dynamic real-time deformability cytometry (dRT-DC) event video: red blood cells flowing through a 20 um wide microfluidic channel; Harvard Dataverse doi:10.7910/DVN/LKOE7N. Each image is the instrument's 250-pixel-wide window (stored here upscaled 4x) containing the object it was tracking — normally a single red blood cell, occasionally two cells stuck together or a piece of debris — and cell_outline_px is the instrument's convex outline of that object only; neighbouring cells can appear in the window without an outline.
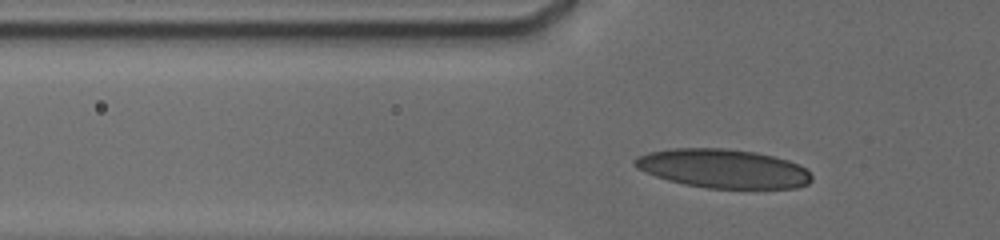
{"species": "human", "species_latin": "Homo sapiens", "temperature_condition": "cold", "stored_images_in_passage": 27, "camera_frame_rate_fps": 3000, "um_per_image_px": 0.085, "donor": {"sex": "male"}, "frame": {"image": 1, "passage_image": 6, "time_ms": 2.0, "image_size_px": [1000, 240], "cell_outline_px": [[812, 180], [808, 184], [796, 188], [708, 188], [684, 184], [668, 180], [656, 176], [636, 168], [632, 164], [632, 160], [636, 156], [648, 152], [672, 148], [724, 148], [756, 152], [788, 160], [804, 168], [812, 176]], "centroid_in_image_um": [61.42, 14.32], "position_along_channel_um": 64.4, "area_um2": 40.11}}
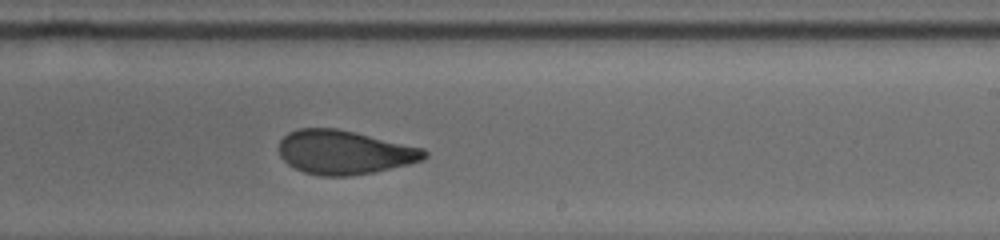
{"frame": {"image": 2, "passage_image": 18, "time_ms": 7.333, "image_size_px": [1000, 240], "cell_outline_px": [[428, 156], [424, 160], [408, 164], [372, 172], [348, 176], [320, 176], [304, 172], [288, 164], [280, 156], [280, 140], [288, 132], [296, 128], [336, 128], [356, 132], [424, 148], [428, 152]], "centroid_in_image_um": [29.28, 12.93], "position_along_channel_um": 259.7, "area_um2": 37.28}}
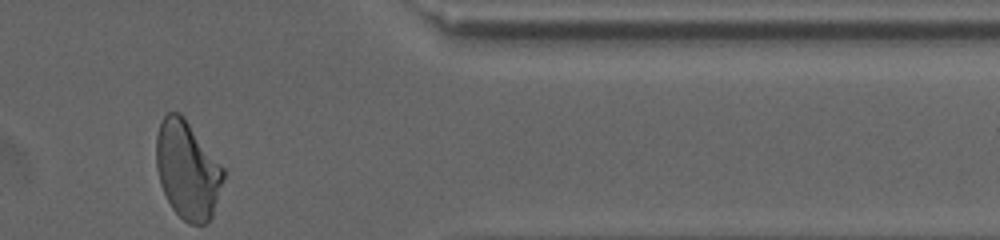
{"frame": {"image": 3, "passage_image": 27, "time_ms": 11.333, "image_size_px": [1000, 240], "cell_outline_px": [[224, 180], [212, 216], [204, 224], [188, 224], [172, 208], [160, 184], [156, 168], [156, 136], [160, 120], [168, 112], [180, 112], [184, 116], [224, 168]], "centroid_in_image_um": [15.92, 14.42], "position_along_channel_um": 395.5, "area_um2": 38.38}, "authors_computed_cell_mechanics": {"area_um2": 38.148, "velocity_mm_per_s": 3.7909, "shape_relaxation_time_tau1_ms": 8.0789, "shape_relaxation_time_tau2_ms": 1.7124, "deformation_change_tau1": 0.2104, "deformation_change_tau2": 0.0834}}